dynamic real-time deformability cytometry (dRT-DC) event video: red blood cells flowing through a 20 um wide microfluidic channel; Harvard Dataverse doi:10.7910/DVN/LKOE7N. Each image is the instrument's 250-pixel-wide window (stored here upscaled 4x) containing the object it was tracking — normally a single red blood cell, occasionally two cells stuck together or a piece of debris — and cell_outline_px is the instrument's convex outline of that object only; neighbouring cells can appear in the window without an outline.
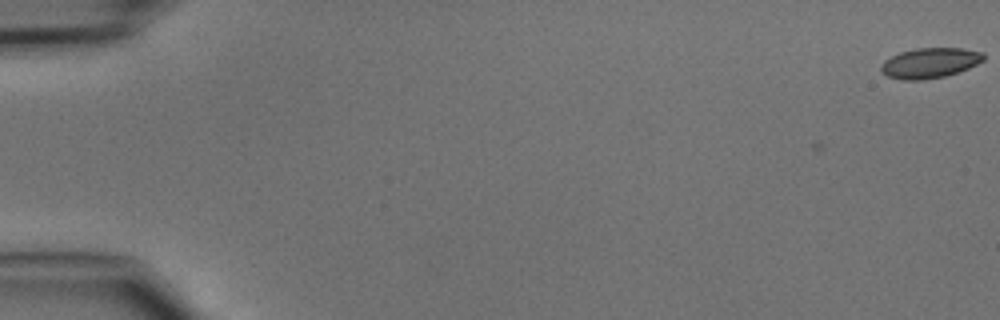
{"species": "common noctule bat (a hibernating species)", "species_latin": "Nyctalus noctula", "temperature_condition": "cold", "stored_images_in_passage": 4, "camera_frame_rate_fps": 3000, "um_per_image_px": 0.085, "animal": {"sex": "male", "body_mass_g": 15.6}, "frame": {"image": 1, "passage_image": 4, "time_ms": 1.0, "image_size_px": [1000, 320], "cell_outline_px": [[984, 60], [968, 68], [944, 76], [924, 80], [900, 80], [888, 76], [880, 72], [880, 64], [884, 60], [900, 52], [916, 48], [964, 48], [984, 52]], "centroid_in_image_um": [79.01, 5.35], "position_along_channel_um": 6.0, "area_um2": 18.15}}